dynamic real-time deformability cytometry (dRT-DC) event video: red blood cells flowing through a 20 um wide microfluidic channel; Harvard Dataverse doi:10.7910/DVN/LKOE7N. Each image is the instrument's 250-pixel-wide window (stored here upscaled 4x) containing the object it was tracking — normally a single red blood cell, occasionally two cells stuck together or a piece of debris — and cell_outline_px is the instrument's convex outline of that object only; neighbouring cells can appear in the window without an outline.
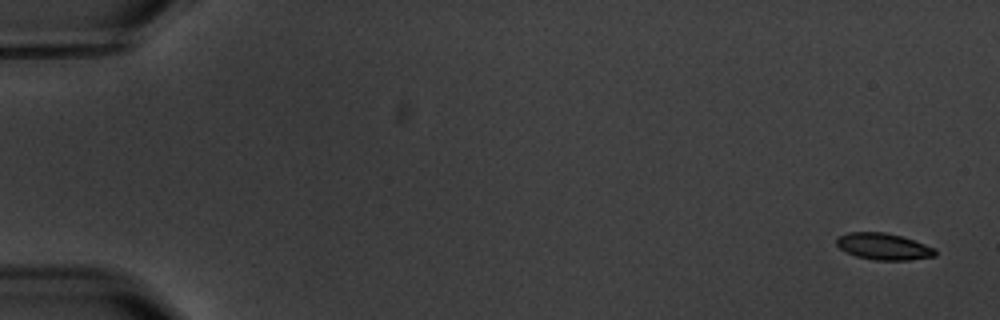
{"species": "common noctule bat (a hibernating species)", "species_latin": "Nyctalus noctula", "temperature_condition": "warm", "stored_images_in_passage": 9, "camera_frame_rate_fps": 3000, "um_per_image_px": 0.085, "animal": {"sex": "male", "body_mass_g": 20.1, "forearm_length_mm": 53.5}, "frame": {"image": 1, "passage_image": 1, "time_ms": 0.0, "image_size_px": [1000, 320], "cell_outline_px": [[936, 256], [908, 260], [872, 260], [856, 256], [840, 248], [836, 244], [836, 236], [848, 232], [884, 232], [900, 236], [936, 248]], "centroid_in_image_um": [75.08, 20.95], "position_along_channel_um": 9.9, "area_um2": 15.26}}
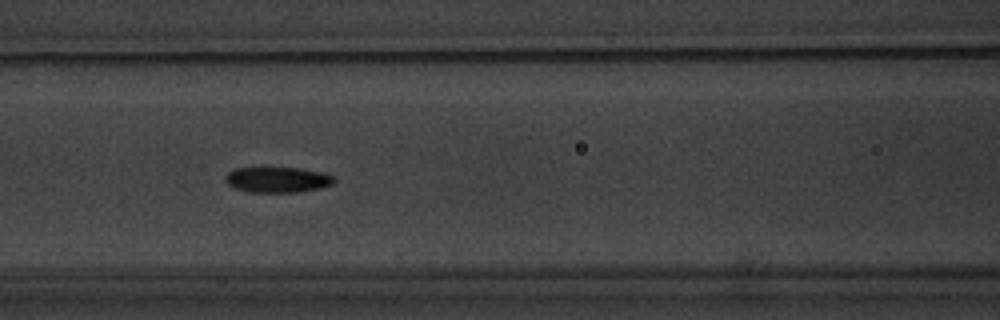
{"frame": {"image": 2, "passage_image": 8, "time_ms": 8.0, "image_size_px": [1000, 320], "cell_outline_px": [[336, 180], [332, 184], [320, 188], [300, 192], [248, 192], [236, 188], [228, 184], [224, 180], [224, 176], [228, 172], [236, 168], [300, 168], [320, 172], [336, 176]], "centroid_in_image_um": [23.6, 15.28], "position_along_channel_um": 143.0, "area_um2": 16.24}}
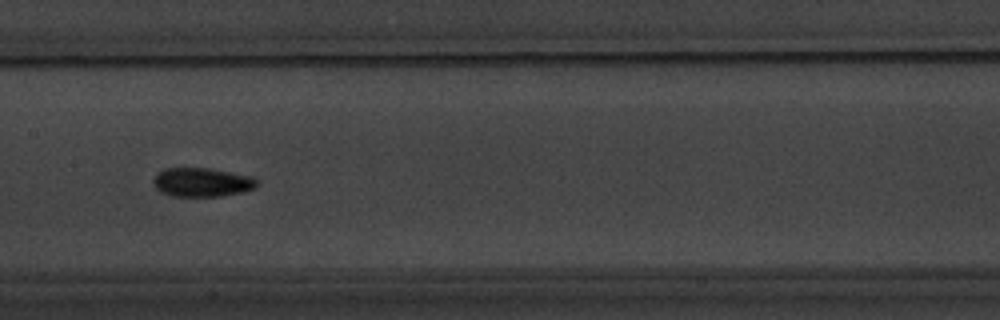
{"frame": {"image": 3, "passage_image": 9, "time_ms": 9.333, "image_size_px": [1000, 320], "cell_outline_px": [[260, 184], [256, 188], [244, 192], [220, 196], [172, 196], [160, 192], [152, 184], [152, 180], [156, 172], [164, 168], [208, 168], [252, 176]], "centroid_in_image_um": [17.15, 15.49], "position_along_channel_um": 190.3, "area_um2": 17.74}}